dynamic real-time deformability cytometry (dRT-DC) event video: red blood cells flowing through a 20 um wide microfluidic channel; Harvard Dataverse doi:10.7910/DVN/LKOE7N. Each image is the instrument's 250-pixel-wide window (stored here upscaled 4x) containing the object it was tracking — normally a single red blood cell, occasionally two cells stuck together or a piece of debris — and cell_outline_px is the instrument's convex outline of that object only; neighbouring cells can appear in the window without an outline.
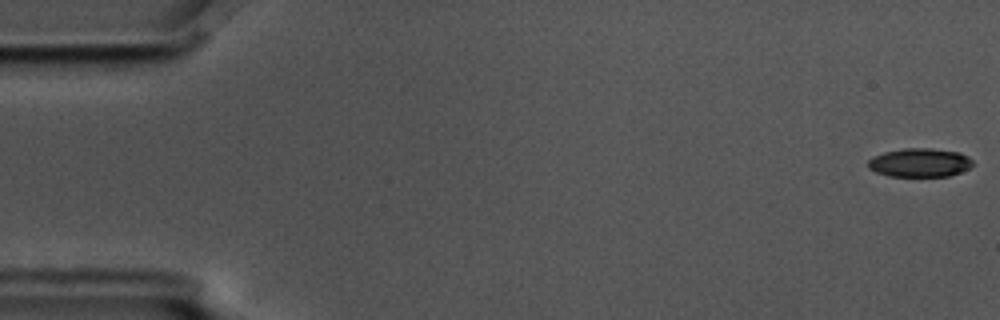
{"species": "common noctule bat (a hibernating species)", "species_latin": "Nyctalus noctula", "temperature_condition": "cold", "stored_images_in_passage": 8, "camera_frame_rate_fps": 3000, "um_per_image_px": 0.085, "animal": {"sex": "male", "body_mass_g": 17.5, "forearm_length_mm": 52.3}, "frame": {"image": 1, "passage_image": 1, "time_ms": 0.0, "image_size_px": [1000, 320], "cell_outline_px": [[972, 164], [968, 168], [960, 172], [948, 176], [888, 176], [876, 172], [868, 168], [868, 160], [872, 156], [884, 152], [904, 148], [932, 148], [960, 152], [968, 156], [972, 160]], "centroid_in_image_um": [78.15, 13.81], "position_along_channel_um": 6.8, "area_um2": 17.57}}